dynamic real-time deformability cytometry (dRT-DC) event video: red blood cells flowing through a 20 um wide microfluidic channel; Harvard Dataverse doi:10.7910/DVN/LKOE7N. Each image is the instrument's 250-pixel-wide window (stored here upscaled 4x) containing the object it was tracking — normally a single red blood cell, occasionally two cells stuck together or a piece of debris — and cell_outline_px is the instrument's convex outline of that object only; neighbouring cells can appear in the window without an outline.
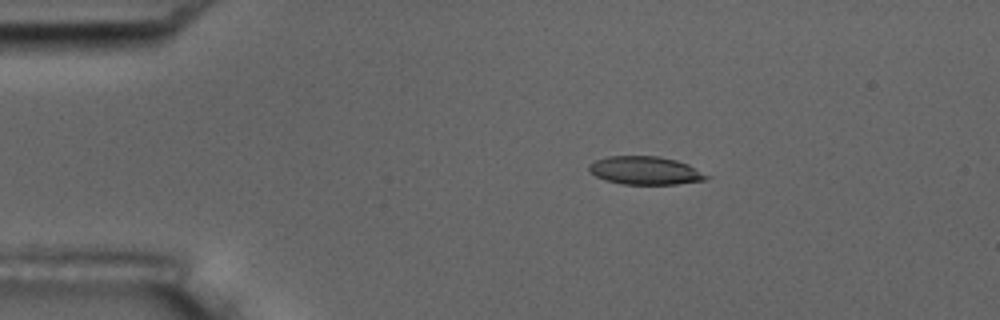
{"species": "common noctule bat (a hibernating species)", "species_latin": "Nyctalus noctula", "temperature_condition": "room temperature", "stored_images_in_passage": 6, "camera_frame_rate_fps": 3000, "um_per_image_px": 0.085, "animal": {"sex": "male", "body_mass_g": 17.5, "forearm_length_mm": 52.3}, "frame": {"image": 1, "passage_image": 3, "time_ms": 2.333, "image_size_px": [1000, 320], "cell_outline_px": [[712, 176], [704, 180], [676, 184], [624, 184], [604, 180], [596, 176], [588, 168], [588, 164], [596, 160], [608, 156], [660, 156], [676, 160], [688, 164]], "centroid_in_image_um": [54.87, 14.49], "position_along_channel_um": 30.1, "area_um2": 19.31}}